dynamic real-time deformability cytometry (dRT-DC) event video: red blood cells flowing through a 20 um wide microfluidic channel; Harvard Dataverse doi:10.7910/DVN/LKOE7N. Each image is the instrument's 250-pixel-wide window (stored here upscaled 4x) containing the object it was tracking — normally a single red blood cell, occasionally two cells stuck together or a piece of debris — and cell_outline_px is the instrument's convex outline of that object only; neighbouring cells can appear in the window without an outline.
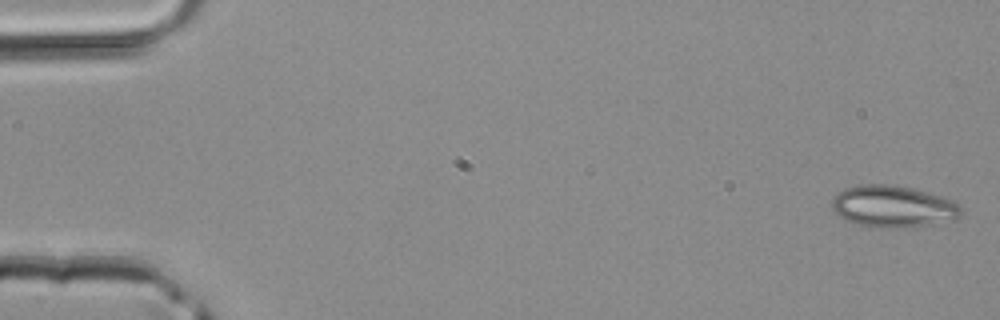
{"species": "common noctule bat (a hibernating species)", "species_latin": "Nyctalus noctula", "temperature_condition": "room temperature", "stored_images_in_passage": 45, "camera_frame_rate_fps": 3000, "um_per_image_px": 0.085, "animal": {"sex": "male", "body_mass_g": 20.4}, "frame": {"image": 1, "passage_image": 1, "time_ms": 0.0, "image_size_px": [1000, 320], "cell_outline_px": [[960, 216], [952, 220], [928, 224], [888, 228], [872, 228], [852, 224], [840, 216], [832, 208], [832, 200], [844, 188], [864, 184], [888, 184], [912, 188], [940, 196], [952, 200], [960, 208]], "centroid_in_image_um": [75.85, 17.55], "position_along_channel_um": 9.1, "area_um2": 31.1}}
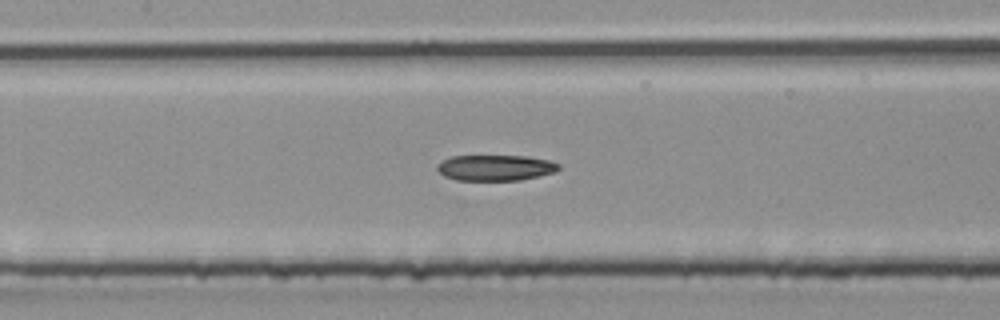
{"frame": {"image": 2, "passage_image": 21, "time_ms": 6.667, "image_size_px": [1000, 320], "cell_outline_px": [[560, 168], [556, 172], [520, 180], [456, 180], [444, 176], [436, 168], [444, 160], [452, 156], [524, 156], [548, 160], [560, 164]], "centroid_in_image_um": [42.14, 14.26], "position_along_channel_um": 165.3, "area_um2": 18.09}}
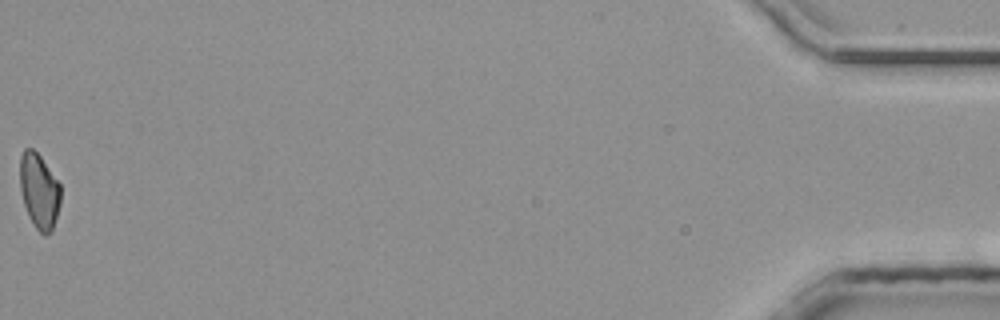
{"frame": {"image": 3, "passage_image": 45, "time_ms": 14.667, "image_size_px": [1000, 320], "cell_outline_px": [[60, 204], [52, 228], [44, 236], [36, 228], [28, 216], [20, 192], [20, 156], [24, 148], [32, 148], [40, 156], [60, 184]], "centroid_in_image_um": [3.31, 16.21], "position_along_channel_um": 431.9, "area_um2": 17.63}}